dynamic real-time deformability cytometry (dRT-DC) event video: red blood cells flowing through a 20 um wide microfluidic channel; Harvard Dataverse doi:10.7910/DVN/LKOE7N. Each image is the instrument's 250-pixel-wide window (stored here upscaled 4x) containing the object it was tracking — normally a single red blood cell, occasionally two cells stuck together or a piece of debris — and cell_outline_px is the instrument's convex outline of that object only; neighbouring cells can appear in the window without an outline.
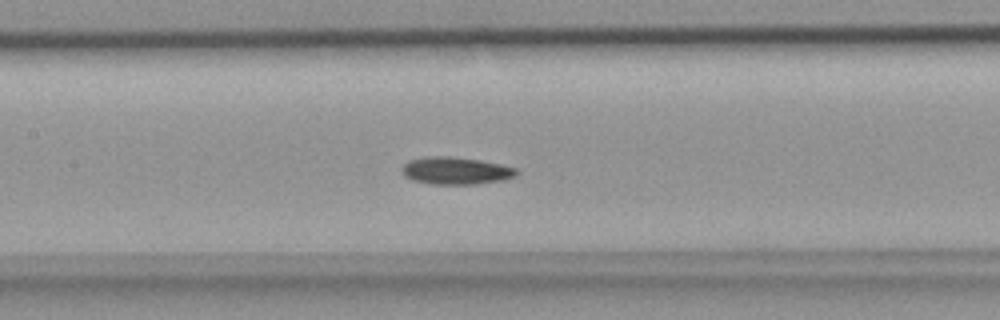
{"species": "common noctule bat (a hibernating species)", "species_latin": "Nyctalus noctula", "temperature_condition": "room temperature", "stored_images_in_passage": 44, "camera_frame_rate_fps": 3000, "um_per_image_px": 0.085, "animal": {"sex": "female", "body_mass_g": 18.4}, "frame": {"image": 1, "passage_image": 20, "time_ms": 6.333, "image_size_px": [1000, 320], "cell_outline_px": [[520, 172], [516, 176], [504, 180], [476, 184], [432, 184], [412, 180], [404, 176], [400, 168], [408, 160], [424, 156], [448, 156], [480, 160], [500, 164], [516, 168]], "centroid_in_image_um": [38.73, 14.51], "position_along_channel_um": 168.7, "area_um2": 18.5}}
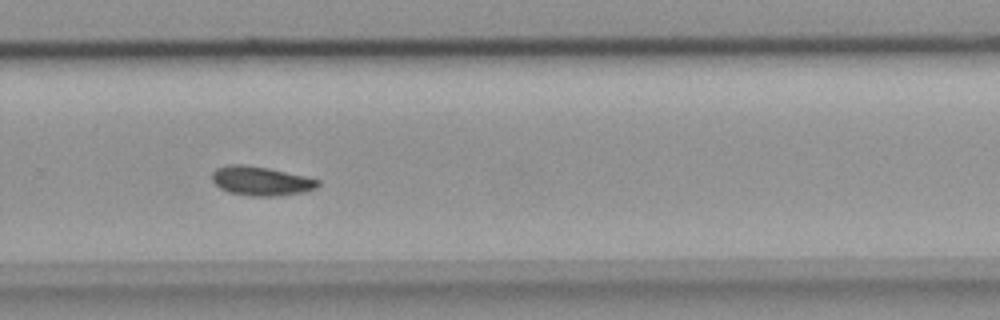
{"frame": {"image": 2, "passage_image": 29, "time_ms": 9.333, "image_size_px": [1000, 320], "cell_outline_px": [[320, 184], [316, 188], [304, 192], [280, 196], [248, 196], [228, 192], [220, 188], [212, 180], [212, 172], [216, 168], [228, 164], [244, 164], [268, 168], [304, 176], [320, 180]], "centroid_in_image_um": [22.17, 15.39], "position_along_channel_um": 307.6, "area_um2": 18.09}}
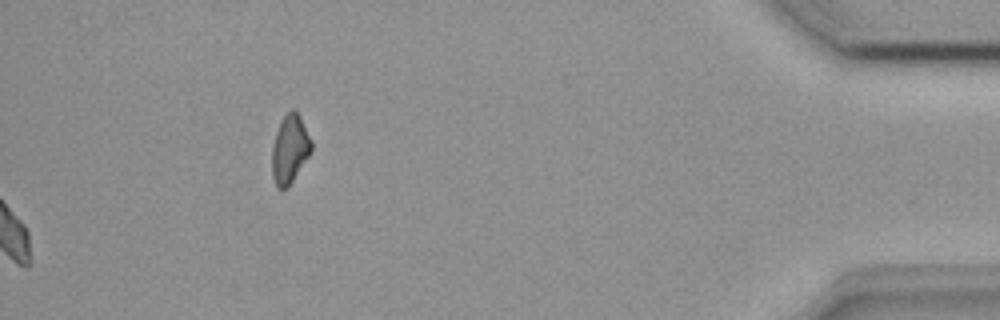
{"frame": {"image": 3, "passage_image": 44, "time_ms": 14.333, "image_size_px": [1000, 320], "cell_outline_px": [[312, 152], [288, 188], [276, 188], [272, 176], [272, 148], [276, 132], [284, 116], [292, 108], [296, 108], [312, 140]], "centroid_in_image_um": [24.65, 12.69], "position_along_channel_um": 410.5, "area_um2": 15.9}}